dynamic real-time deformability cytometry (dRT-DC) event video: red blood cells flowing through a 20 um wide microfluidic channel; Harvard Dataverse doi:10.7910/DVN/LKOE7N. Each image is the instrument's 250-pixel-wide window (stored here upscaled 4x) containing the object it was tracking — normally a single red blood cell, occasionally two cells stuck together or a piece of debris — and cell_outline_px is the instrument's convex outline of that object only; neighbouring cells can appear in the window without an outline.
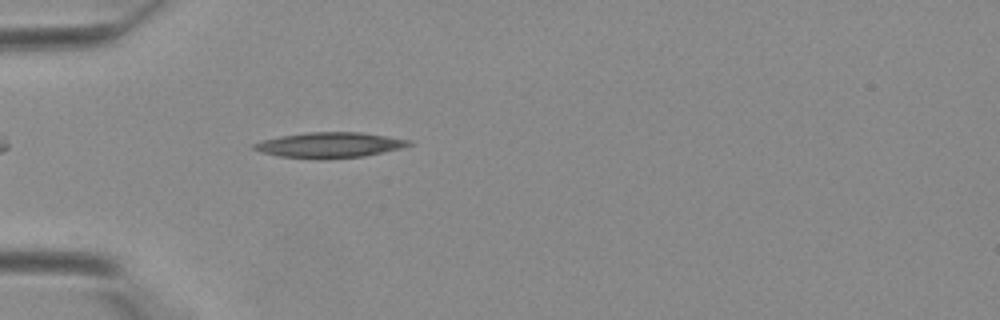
{"species": "Egyptian fruit bat (a non-hibernating species)", "species_latin": "Rousettus aegyptiacus", "temperature_condition": "warm", "stored_images_in_passage": 11, "camera_frame_rate_fps": 3000, "um_per_image_px": 0.085, "animal": {"sex": "female"}, "frame": {"image": 1, "passage_image": 3, "time_ms": 0.667, "image_size_px": [1000, 320], "cell_outline_px": [[412, 144], [400, 148], [364, 156], [324, 160], [316, 160], [280, 156], [260, 152], [252, 148], [252, 144], [264, 140], [284, 136], [308, 132], [360, 132], [388, 136], [412, 140]], "centroid_in_image_um": [28.02, 12.34], "position_along_channel_um": 57.0, "area_um2": 23.0}}
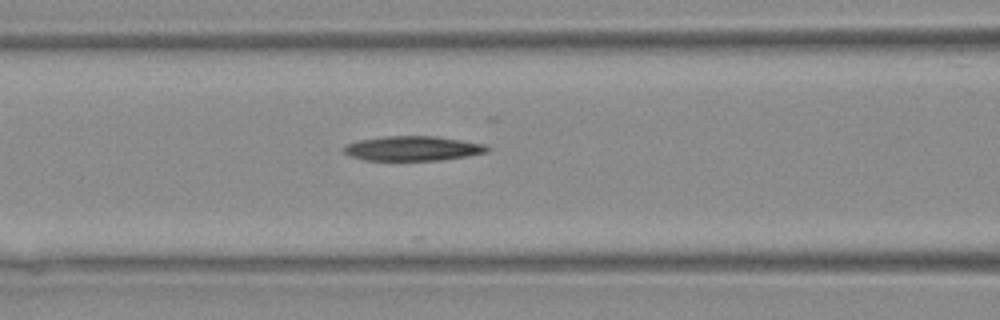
{"frame": {"image": 2, "passage_image": 8, "time_ms": 2.333, "image_size_px": [1000, 320], "cell_outline_px": [[492, 148], [488, 152], [468, 156], [440, 160], [364, 160], [352, 156], [344, 152], [344, 148], [348, 144], [360, 140], [388, 136], [436, 136], [484, 144]], "centroid_in_image_um": [35.15, 12.62], "position_along_channel_um": 131.4, "area_um2": 20.4}}
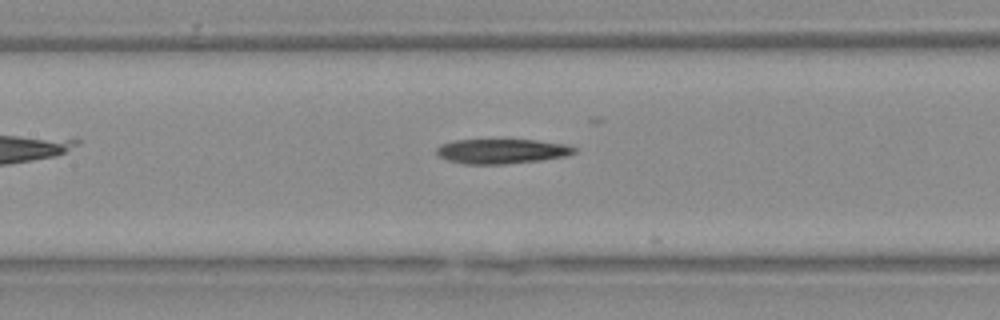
{"frame": {"image": 3, "passage_image": 10, "time_ms": 3.0, "image_size_px": [1000, 320], "cell_outline_px": [[576, 152], [564, 156], [540, 160], [504, 164], [464, 164], [448, 160], [440, 156], [436, 152], [436, 148], [440, 144], [456, 140], [536, 140], [564, 144], [576, 148]], "centroid_in_image_um": [42.62, 12.85], "position_along_channel_um": 164.8, "area_um2": 19.65}}